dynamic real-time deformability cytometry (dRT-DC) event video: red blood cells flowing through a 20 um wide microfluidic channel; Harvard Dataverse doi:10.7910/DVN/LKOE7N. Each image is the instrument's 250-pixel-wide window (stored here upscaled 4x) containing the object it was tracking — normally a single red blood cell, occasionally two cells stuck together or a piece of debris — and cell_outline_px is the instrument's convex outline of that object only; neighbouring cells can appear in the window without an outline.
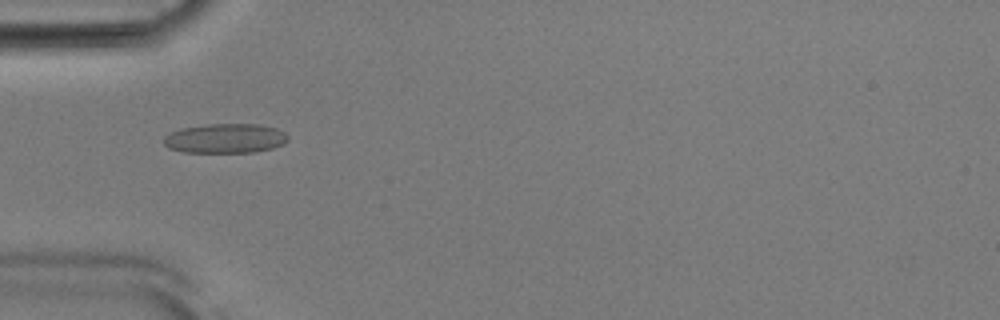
{"species": "Egyptian fruit bat (a non-hibernating species)", "species_latin": "Rousettus aegyptiacus", "temperature_condition": "room temperature", "stored_images_in_passage": 37, "camera_frame_rate_fps": 3000, "um_per_image_px": 0.085, "animal": {"sex": "male"}, "frame": {"image": 1, "passage_image": 2, "time_ms": 0.333, "image_size_px": [1000, 320], "cell_outline_px": [[288, 140], [284, 144], [272, 148], [252, 152], [184, 152], [168, 148], [164, 144], [164, 136], [180, 128], [208, 124], [256, 124], [276, 128], [284, 132], [288, 136]], "centroid_in_image_um": [19.15, 11.76], "position_along_channel_um": 65.9, "area_um2": 21.33}}
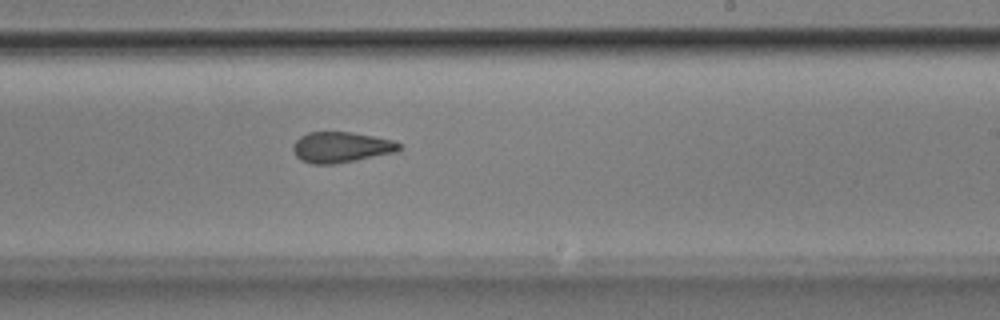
{"frame": {"image": 2, "passage_image": 17, "time_ms": 5.333, "image_size_px": [1000, 320], "cell_outline_px": [[400, 148], [396, 152], [356, 160], [332, 164], [312, 164], [300, 160], [296, 156], [292, 148], [292, 144], [300, 136], [308, 132], [352, 132], [392, 140], [400, 144]], "centroid_in_image_um": [28.94, 12.51], "position_along_channel_um": 260.1, "area_um2": 18.9}}
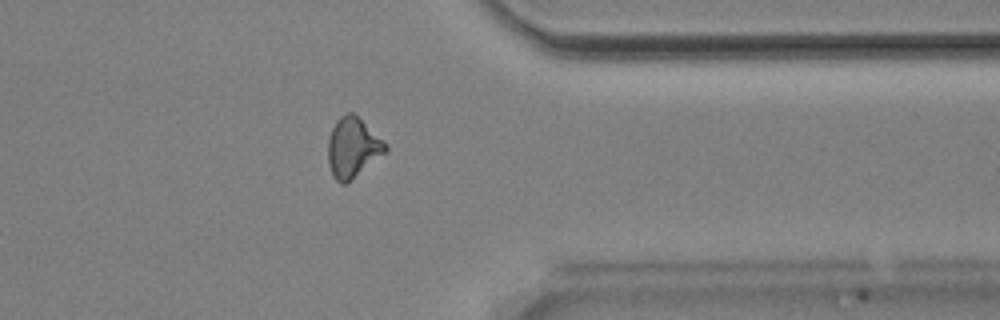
{"frame": {"image": 3, "passage_image": 27, "time_ms": 8.667, "image_size_px": [1000, 320], "cell_outline_px": [[388, 152], [352, 180], [344, 184], [340, 184], [332, 176], [328, 164], [328, 140], [332, 128], [336, 120], [340, 116], [348, 112], [352, 112], [388, 144]], "centroid_in_image_um": [30.0, 12.58], "position_along_channel_um": 381.4, "area_um2": 20.35}, "authors_computed_cell_mechanics": {"area_um2": 19.363, "velocity_mm_per_s": 3.9008, "shape_relaxation_time_tau1_ms": null, "shape_relaxation_time_tau2_ms": 2.6716, "deformation_change_tau1": null, "deformation_change_tau2": 0.0995}}